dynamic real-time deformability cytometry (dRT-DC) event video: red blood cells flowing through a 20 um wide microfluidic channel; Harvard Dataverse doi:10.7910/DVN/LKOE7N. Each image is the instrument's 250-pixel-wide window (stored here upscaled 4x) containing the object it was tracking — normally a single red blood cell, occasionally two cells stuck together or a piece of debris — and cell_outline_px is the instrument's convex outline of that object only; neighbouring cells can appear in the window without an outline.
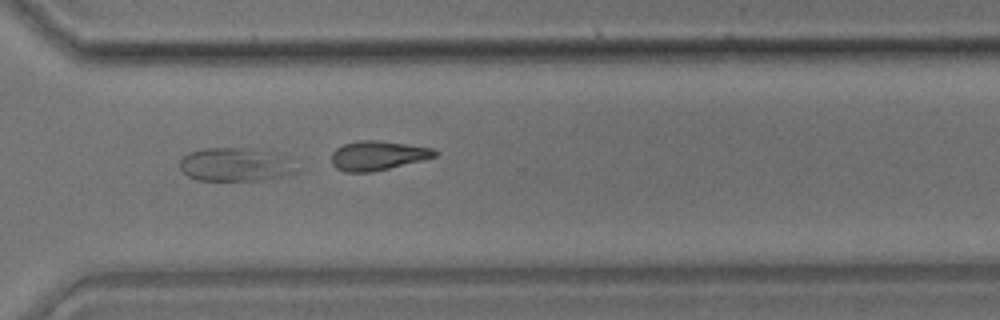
{"species": "common noctule bat (a hibernating species)", "species_latin": "Nyctalus noctula", "temperature_condition": "room temperature", "stored_images_in_passage": 35, "camera_frame_rate_fps": 3000, "um_per_image_px": 0.085, "animal": {"sex": "male", "body_mass_g": 17.9}, "frame": {"image": 1, "passage_image": 25, "time_ms": 8.0, "image_size_px": [1000, 320], "cell_outline_px": [[304, 168], [300, 172], [288, 176], [264, 180], [196, 180], [188, 176], [180, 168], [180, 160], [188, 152], [204, 148], [244, 148], [272, 152], [292, 156]], "centroid_in_image_um": [20.21, 13.99], "position_along_channel_um": 350.4, "area_um2": 23.76}}